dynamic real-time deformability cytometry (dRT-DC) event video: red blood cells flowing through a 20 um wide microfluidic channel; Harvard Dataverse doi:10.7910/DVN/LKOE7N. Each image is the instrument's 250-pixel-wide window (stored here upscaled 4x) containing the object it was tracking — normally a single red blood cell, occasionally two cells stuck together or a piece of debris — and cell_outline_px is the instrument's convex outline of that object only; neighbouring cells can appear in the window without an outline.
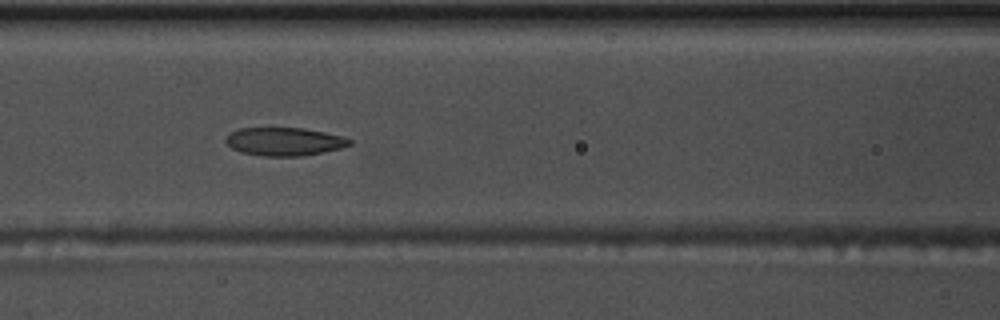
{"species": "common noctule bat (a hibernating species)", "species_latin": "Nyctalus noctula", "temperature_condition": "warm", "stored_images_in_passage": 55, "camera_frame_rate_fps": 3000, "um_per_image_px": 0.085, "animal": {"sex": "male", "body_mass_g": 17.5, "forearm_length_mm": 52.3}, "frame": {"image": 1, "passage_image": 22, "time_ms": 7.0, "image_size_px": [1000, 320], "cell_outline_px": [[352, 144], [340, 148], [324, 152], [304, 156], [264, 156], [240, 152], [232, 148], [224, 140], [232, 132], [240, 128], [304, 128], [344, 136], [352, 140]], "centroid_in_image_um": [24.2, 12.04], "position_along_channel_um": 142.4, "area_um2": 20.35}}
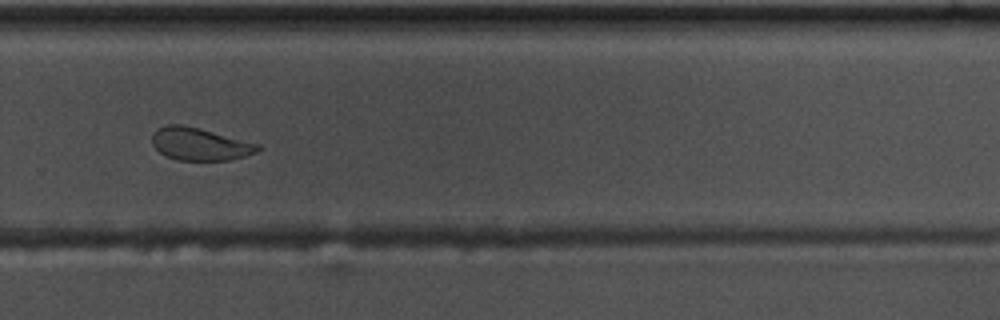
{"frame": {"image": 2, "passage_image": 36, "time_ms": 11.667, "image_size_px": [1000, 320], "cell_outline_px": [[264, 148], [256, 152], [244, 156], [228, 160], [176, 160], [160, 152], [152, 144], [152, 132], [156, 128], [168, 124], [180, 124], [260, 144]], "centroid_in_image_um": [16.97, 12.25], "position_along_channel_um": 312.8, "area_um2": 19.88}}
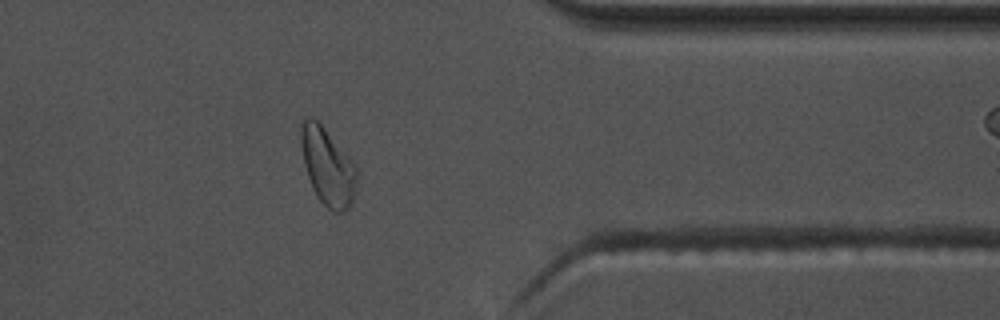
{"frame": {"image": 3, "passage_image": 43, "time_ms": 14.0, "image_size_px": [1000, 320], "cell_outline_px": [[356, 180], [352, 200], [348, 208], [344, 212], [332, 212], [316, 196], [312, 188], [304, 164], [300, 144], [300, 124], [308, 116], [312, 116], [324, 128], [344, 152], [356, 168]], "centroid_in_image_um": [27.8, 14.16], "position_along_channel_um": 383.6, "area_um2": 24.62}, "authors_computed_cell_mechanics": {"area_um2": 22.542, "velocity_mm_per_s": 3.6562, "shape_relaxation_time_tau1_ms": 8.9191, "shape_relaxation_time_tau2_ms": 2.3876, "deformation_change_tau1": 0.1777, "deformation_change_tau2": 0.0851}}